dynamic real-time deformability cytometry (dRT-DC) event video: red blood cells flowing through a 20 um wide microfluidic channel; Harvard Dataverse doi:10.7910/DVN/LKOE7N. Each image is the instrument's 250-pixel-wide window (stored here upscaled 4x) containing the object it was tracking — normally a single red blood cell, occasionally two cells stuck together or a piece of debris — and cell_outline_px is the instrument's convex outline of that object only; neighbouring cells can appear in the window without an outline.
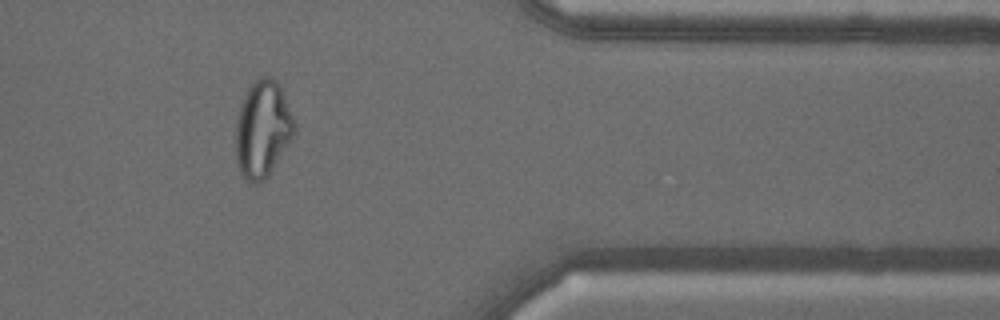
{"species": "common noctule bat (a hibernating species)", "species_latin": "Nyctalus noctula", "temperature_condition": "warm", "stored_images_in_passage": 40, "camera_frame_rate_fps": 3000, "um_per_image_px": 0.085, "animal": {"sex": "male", "body_mass_g": 18.8}, "frame": {"image": 1, "passage_image": 34, "time_ms": 11.0, "image_size_px": [1000, 320], "cell_outline_px": [[296, 132], [268, 176], [264, 180], [256, 184], [248, 184], [244, 180], [240, 172], [236, 160], [236, 120], [240, 104], [248, 88], [260, 76], [272, 76], [276, 80], [280, 88], [296, 124]], "centroid_in_image_um": [22.31, 11.01], "position_along_channel_um": 389.1, "area_um2": 33.18}}